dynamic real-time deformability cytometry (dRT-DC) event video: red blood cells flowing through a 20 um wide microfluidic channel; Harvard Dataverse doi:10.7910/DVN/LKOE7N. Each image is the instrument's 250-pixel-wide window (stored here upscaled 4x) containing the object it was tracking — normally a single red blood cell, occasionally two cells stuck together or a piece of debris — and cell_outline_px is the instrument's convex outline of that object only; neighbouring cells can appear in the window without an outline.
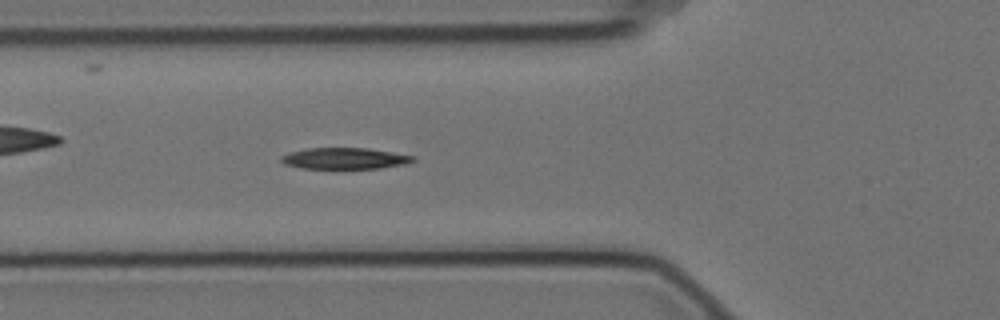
{"species": "Egyptian fruit bat (a non-hibernating species)", "species_latin": "Rousettus aegyptiacus", "temperature_condition": "cold", "stored_images_in_passage": 6, "camera_frame_rate_fps": 3000, "um_per_image_px": 0.085, "animal": {"sex": "female"}, "frame": {"image": 1, "passage_image": 5, "time_ms": 1.333, "image_size_px": [1000, 320], "cell_outline_px": [[416, 160], [408, 164], [380, 168], [300, 168], [284, 164], [280, 160], [280, 156], [288, 152], [308, 148], [368, 148], [416, 156]], "centroid_in_image_um": [29.31, 13.46], "position_along_channel_um": 96.5, "area_um2": 16.47}}